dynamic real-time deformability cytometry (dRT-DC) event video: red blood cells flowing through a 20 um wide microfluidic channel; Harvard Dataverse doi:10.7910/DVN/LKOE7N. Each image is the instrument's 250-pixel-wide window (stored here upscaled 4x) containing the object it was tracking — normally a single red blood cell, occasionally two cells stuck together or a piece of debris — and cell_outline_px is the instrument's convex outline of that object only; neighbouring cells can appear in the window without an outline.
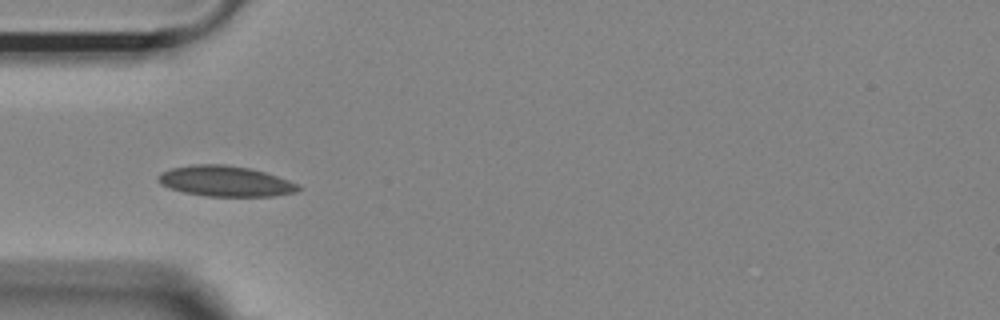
{"species": "Egyptian fruit bat (a non-hibernating species)", "species_latin": "Rousettus aegyptiacus", "temperature_condition": "room temperature", "stored_images_in_passage": 9, "camera_frame_rate_fps": 3000, "um_per_image_px": 0.085, "animal": {"sex": "female"}, "frame": {"image": 1, "passage_image": 6, "time_ms": 1.667, "image_size_px": [1000, 320], "cell_outline_px": [[300, 188], [296, 192], [272, 196], [204, 196], [184, 192], [168, 188], [160, 184], [156, 180], [156, 176], [160, 172], [172, 168], [192, 164], [224, 164], [248, 168], [264, 172], [300, 184]], "centroid_in_image_um": [19.1, 15.4], "position_along_channel_um": 65.9, "area_um2": 25.03}}